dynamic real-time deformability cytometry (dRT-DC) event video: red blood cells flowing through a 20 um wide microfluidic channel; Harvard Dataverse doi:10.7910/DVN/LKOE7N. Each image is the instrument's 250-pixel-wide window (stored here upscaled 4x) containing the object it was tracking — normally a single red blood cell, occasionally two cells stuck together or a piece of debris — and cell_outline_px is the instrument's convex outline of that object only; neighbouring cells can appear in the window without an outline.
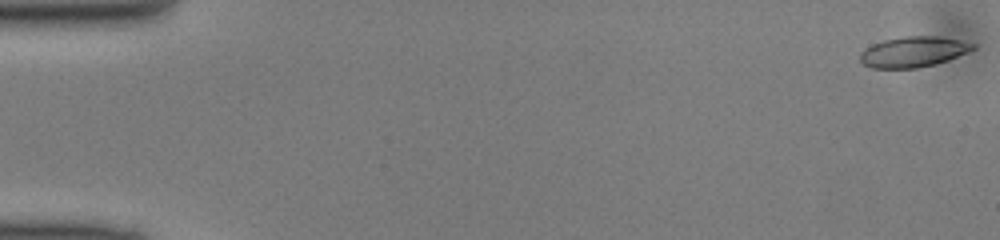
{"species": "common noctule bat (a hibernating species)", "species_latin": "Nyctalus noctula", "temperature_condition": "cold", "stored_images_in_passage": 7, "camera_frame_rate_fps": 3000, "um_per_image_px": 0.085, "animal": {"sex": "male", "body_mass_g": 13.0, "forearm_length_mm": 53.1}, "frame": {"image": 1, "passage_image": 1, "time_ms": 0.0, "image_size_px": [1000, 240], "cell_outline_px": [[976, 48], [968, 52], [948, 60], [936, 64], [916, 68], [872, 68], [864, 64], [860, 60], [860, 52], [864, 48], [872, 44], [884, 40], [904, 36], [940, 36], [960, 40], [976, 44]], "centroid_in_image_um": [77.64, 4.4], "position_along_channel_um": 7.4, "area_um2": 20.17}}